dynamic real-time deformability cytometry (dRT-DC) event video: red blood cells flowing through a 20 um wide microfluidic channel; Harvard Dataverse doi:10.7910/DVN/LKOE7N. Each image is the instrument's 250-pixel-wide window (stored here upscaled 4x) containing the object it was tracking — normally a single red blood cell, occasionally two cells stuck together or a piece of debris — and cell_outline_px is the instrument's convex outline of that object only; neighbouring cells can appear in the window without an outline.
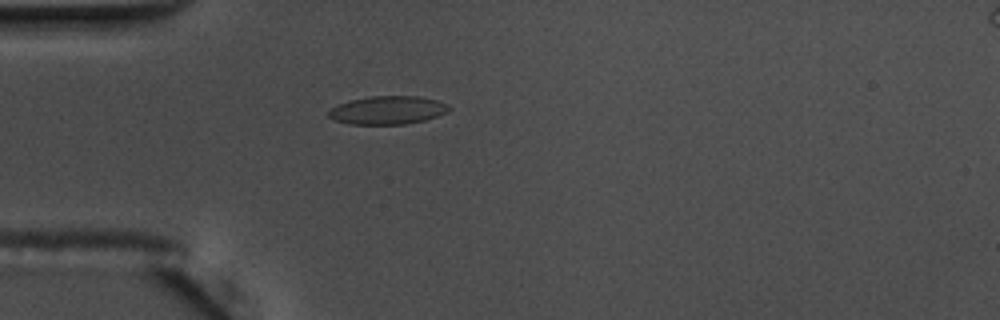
{"species": "common noctule bat (a hibernating species)", "species_latin": "Nyctalus noctula", "temperature_condition": "warm", "stored_images_in_passage": 44, "camera_frame_rate_fps": 3000, "um_per_image_px": 0.085, "animal": {"sex": "male", "body_mass_g": 17.5, "forearm_length_mm": 52.3}, "frame": {"image": 1, "passage_image": 17, "time_ms": 5.333, "image_size_px": [1000, 320], "cell_outline_px": [[452, 108], [448, 112], [424, 120], [404, 124], [352, 124], [336, 120], [328, 116], [328, 112], [332, 108], [340, 104], [352, 100], [372, 96], [420, 96], [436, 100], [448, 104]], "centroid_in_image_um": [33.0, 9.36], "position_along_channel_um": 52.0, "area_um2": 19.59}}
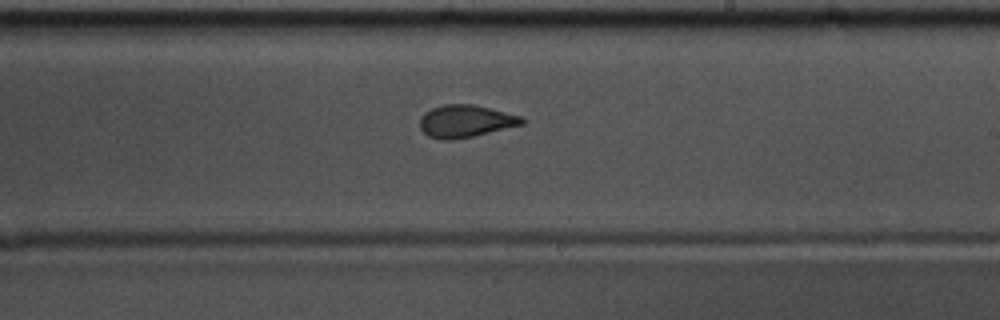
{"frame": {"image": 2, "passage_image": 34, "time_ms": 11.0, "image_size_px": [1000, 320], "cell_outline_px": [[528, 120], [524, 124], [472, 136], [452, 140], [440, 140], [428, 136], [420, 128], [420, 116], [424, 112], [432, 108], [444, 104], [472, 104], [524, 116]], "centroid_in_image_um": [39.59, 10.29], "position_along_channel_um": 249.4, "area_um2": 19.42}}
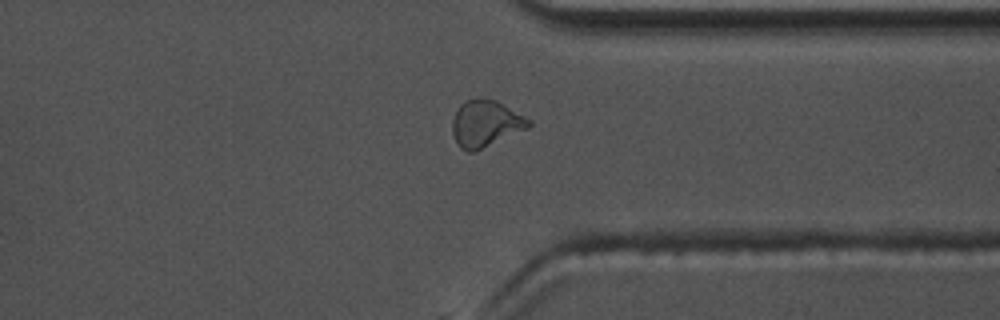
{"frame": {"image": 3, "passage_image": 44, "time_ms": 14.333, "image_size_px": [1000, 320], "cell_outline_px": [[532, 124], [528, 128], [472, 152], [468, 152], [460, 148], [456, 144], [452, 132], [452, 120], [456, 108], [464, 100], [496, 100], [532, 120]], "centroid_in_image_um": [41.25, 10.51], "position_along_channel_um": 370.1, "area_um2": 20.52}, "authors_computed_cell_mechanics": {"area_um2": 19.363, "velocity_mm_per_s": 3.6499, "shape_relaxation_time_tau1_ms": 5.8088, "shape_relaxation_time_tau2_ms": 1.5271, "deformation_change_tau1": 0.1499, "deformation_change_tau2": 0.0781}}